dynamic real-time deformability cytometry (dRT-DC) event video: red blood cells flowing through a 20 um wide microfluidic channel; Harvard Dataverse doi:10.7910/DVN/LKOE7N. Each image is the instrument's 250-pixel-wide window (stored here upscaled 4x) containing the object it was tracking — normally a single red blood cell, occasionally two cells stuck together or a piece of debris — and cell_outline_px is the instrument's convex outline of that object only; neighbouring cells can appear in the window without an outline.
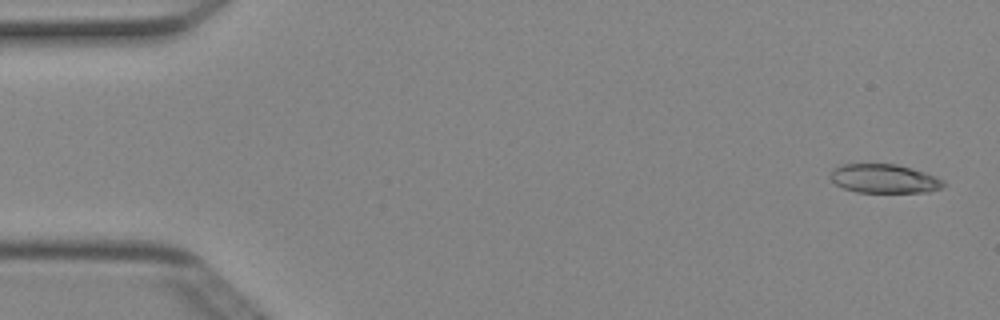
{"species": "Egyptian fruit bat (a non-hibernating species)", "species_latin": "Rousettus aegyptiacus", "temperature_condition": "cold", "stored_images_in_passage": 5, "camera_frame_rate_fps": 3000, "um_per_image_px": 0.085, "animal": {"sex": "female"}, "frame": {"image": 1, "passage_image": 1, "time_ms": 0.0, "image_size_px": [1000, 320], "cell_outline_px": [[944, 184], [940, 188], [928, 192], [856, 192], [844, 188], [836, 184], [828, 176], [832, 168], [840, 164], [896, 164], [912, 168], [936, 176], [944, 180]], "centroid_in_image_um": [75.12, 15.18], "position_along_channel_um": 9.9, "area_um2": 19.13}}
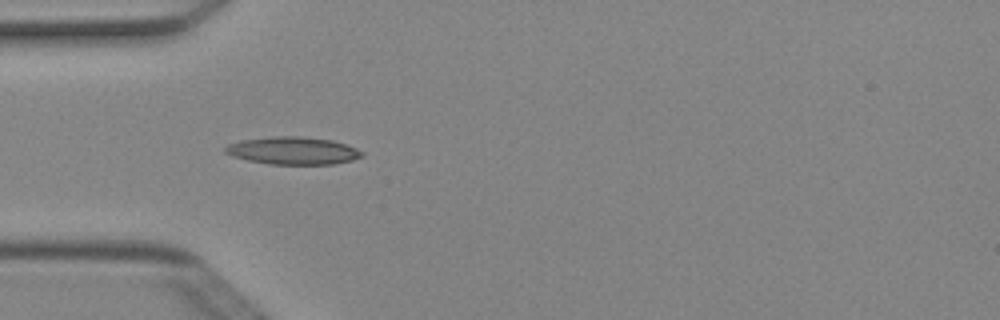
{"frame": {"image": 2, "passage_image": 4, "time_ms": 1.0, "image_size_px": [1000, 320], "cell_outline_px": [[364, 156], [352, 160], [332, 164], [268, 164], [248, 160], [232, 156], [224, 152], [224, 148], [228, 144], [240, 140], [276, 136], [300, 136], [332, 140], [356, 148], [364, 152]], "centroid_in_image_um": [24.89, 12.8], "position_along_channel_um": 60.1, "area_um2": 21.96}}
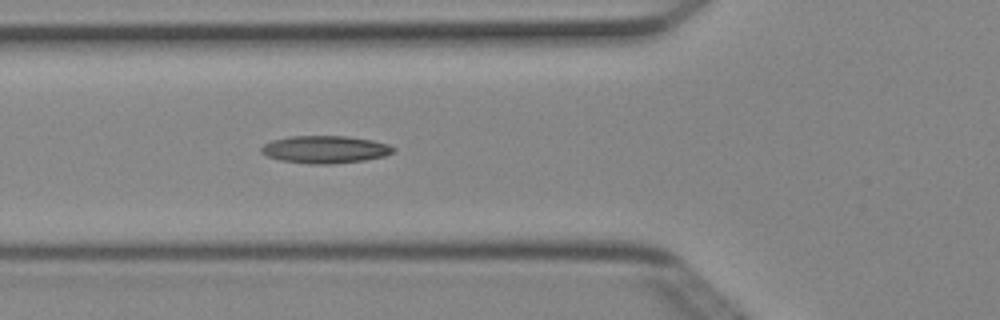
{"frame": {"image": 3, "passage_image": 5, "time_ms": 1.333, "image_size_px": [1000, 320], "cell_outline_px": [[396, 148], [392, 152], [384, 156], [364, 160], [332, 164], [308, 164], [280, 160], [268, 156], [260, 152], [260, 148], [264, 144], [272, 140], [292, 136], [348, 136], [372, 140], [388, 144]], "centroid_in_image_um": [27.62, 12.7], "position_along_channel_um": 98.2, "area_um2": 21.15}}